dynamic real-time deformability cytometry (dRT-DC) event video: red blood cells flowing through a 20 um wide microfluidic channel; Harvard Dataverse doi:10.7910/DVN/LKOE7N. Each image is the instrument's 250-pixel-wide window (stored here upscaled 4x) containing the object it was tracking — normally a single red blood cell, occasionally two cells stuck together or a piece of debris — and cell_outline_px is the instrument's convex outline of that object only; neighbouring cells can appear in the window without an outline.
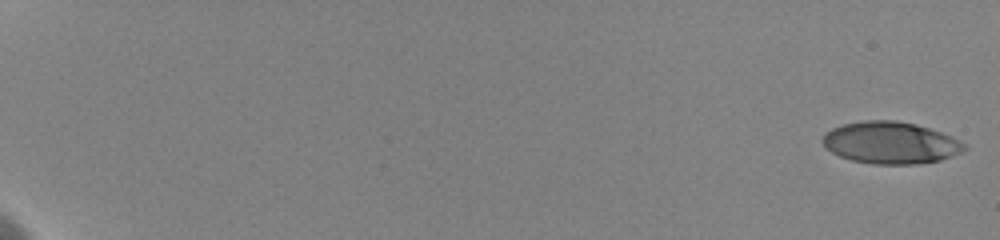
{"species": "human", "species_latin": "Homo sapiens", "temperature_condition": "cold", "stored_images_in_passage": 19, "camera_frame_rate_fps": 3000, "um_per_image_px": 0.085, "donor": {"sex": "female"}, "frame": {"image": 1, "passage_image": 1, "time_ms": 0.0, "image_size_px": [1000, 240], "cell_outline_px": [[968, 148], [960, 152], [940, 160], [916, 164], [872, 164], [852, 160], [840, 156], [824, 148], [820, 140], [824, 132], [832, 128], [844, 124], [864, 120], [896, 120], [916, 124], [952, 136], [968, 144]], "centroid_in_image_um": [75.67, 12.13], "position_along_channel_um": 9.3, "area_um2": 34.91}}
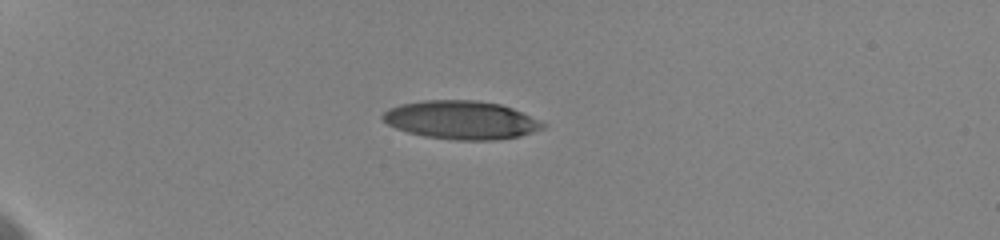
{"frame": {"image": 2, "passage_image": 14, "time_ms": 5.667, "image_size_px": [1000, 240], "cell_outline_px": [[548, 124], [544, 128], [520, 136], [492, 140], [456, 140], [424, 136], [408, 132], [396, 128], [388, 124], [380, 116], [388, 108], [400, 104], [424, 100], [476, 100], [500, 104], [512, 108], [540, 120]], "centroid_in_image_um": [39.2, 10.19], "position_along_channel_um": 45.8, "area_um2": 35.84}}